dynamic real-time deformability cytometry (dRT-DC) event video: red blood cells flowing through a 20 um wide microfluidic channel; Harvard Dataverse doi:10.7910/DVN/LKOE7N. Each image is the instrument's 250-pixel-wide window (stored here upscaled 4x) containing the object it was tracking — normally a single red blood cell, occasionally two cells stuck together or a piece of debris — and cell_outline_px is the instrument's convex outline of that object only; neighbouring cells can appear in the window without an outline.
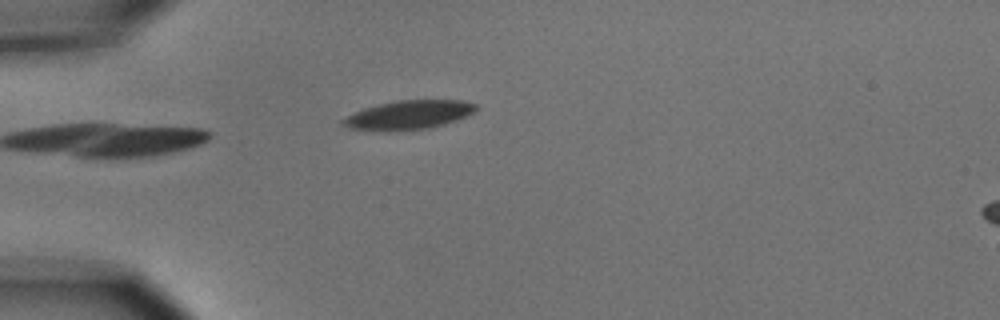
{"species": "common noctule bat (a hibernating species)", "species_latin": "Nyctalus noctula", "temperature_condition": "cold", "stored_images_in_passage": 3, "camera_frame_rate_fps": 3000, "um_per_image_px": 0.085, "animal": {"sex": "male", "body_mass_g": 15.6}, "frame": {"image": 1, "passage_image": 3, "time_ms": 2.333, "image_size_px": [1000, 320], "cell_outline_px": [[480, 108], [476, 112], [468, 116], [444, 124], [428, 128], [388, 132], [380, 132], [348, 128], [340, 124], [340, 120], [364, 108], [396, 100], [464, 100], [476, 104]], "centroid_in_image_um": [34.75, 9.78], "position_along_channel_um": 50.2, "area_um2": 22.83}}